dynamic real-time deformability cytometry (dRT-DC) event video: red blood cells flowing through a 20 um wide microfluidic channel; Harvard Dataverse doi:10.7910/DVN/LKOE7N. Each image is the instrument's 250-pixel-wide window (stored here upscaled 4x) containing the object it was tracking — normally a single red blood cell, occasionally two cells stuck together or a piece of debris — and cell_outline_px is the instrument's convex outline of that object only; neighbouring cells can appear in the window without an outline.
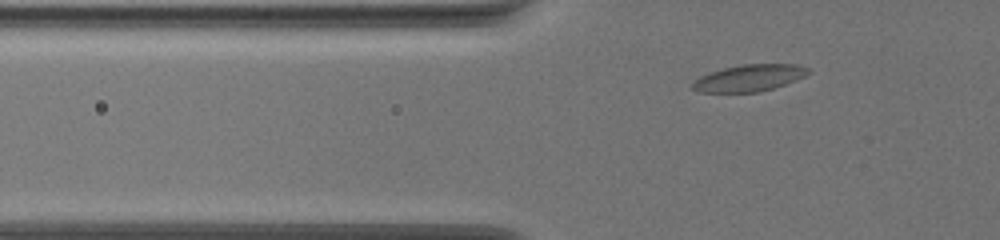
{"species": "common noctule bat (a hibernating species)", "species_latin": "Nyctalus noctula", "temperature_condition": "warm", "stored_images_in_passage": 39, "camera_frame_rate_fps": 3000, "um_per_image_px": 0.085, "animal": {"sex": "female", "body_mass_g": 19.5, "forearm_length_mm": 54.1}, "frame": {"image": 1, "passage_image": 2, "time_ms": 0.333, "image_size_px": [1000, 240], "cell_outline_px": [[812, 72], [796, 80], [772, 88], [756, 92], [700, 92], [692, 88], [692, 84], [700, 76], [724, 68], [744, 64], [796, 64], [808, 68]], "centroid_in_image_um": [63.71, 6.62], "position_along_channel_um": 62.1, "area_um2": 17.74}}
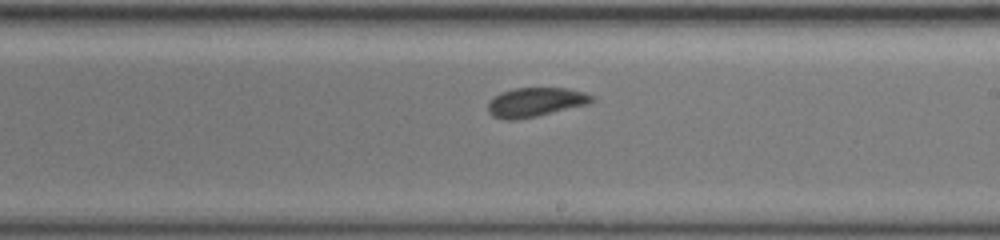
{"frame": {"image": 2, "passage_image": 18, "time_ms": 5.667, "image_size_px": [1000, 240], "cell_outline_px": [[596, 100], [588, 104], [536, 116], [516, 120], [504, 120], [492, 116], [488, 112], [488, 104], [500, 92], [512, 88], [568, 88], [584, 92], [596, 96]], "centroid_in_image_um": [45.54, 8.68], "position_along_channel_um": 243.5, "area_um2": 17.74}}
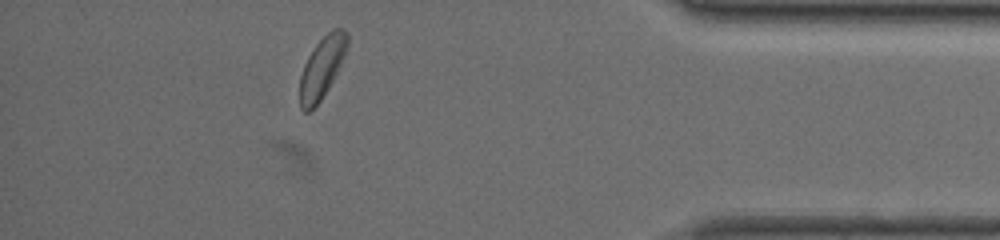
{"frame": {"image": 3, "passage_image": 34, "time_ms": 11.0, "image_size_px": [1000, 240], "cell_outline_px": [[348, 48], [328, 88], [320, 100], [308, 112], [304, 112], [300, 108], [300, 76], [304, 64], [308, 56], [316, 44], [332, 28], [344, 28], [348, 32]], "centroid_in_image_um": [27.37, 5.7], "position_along_channel_um": 407.8, "area_um2": 16.76}, "authors_computed_cell_mechanics": {"area_um2": 17.8024, "velocity_mm_per_s": 3.6566, "shape_relaxation_time_tau1_ms": 3.5497, "shape_relaxation_time_tau2_ms": 2.3353, "deformation_change_tau1": 0.107, "deformation_change_tau2": 0.0721}}